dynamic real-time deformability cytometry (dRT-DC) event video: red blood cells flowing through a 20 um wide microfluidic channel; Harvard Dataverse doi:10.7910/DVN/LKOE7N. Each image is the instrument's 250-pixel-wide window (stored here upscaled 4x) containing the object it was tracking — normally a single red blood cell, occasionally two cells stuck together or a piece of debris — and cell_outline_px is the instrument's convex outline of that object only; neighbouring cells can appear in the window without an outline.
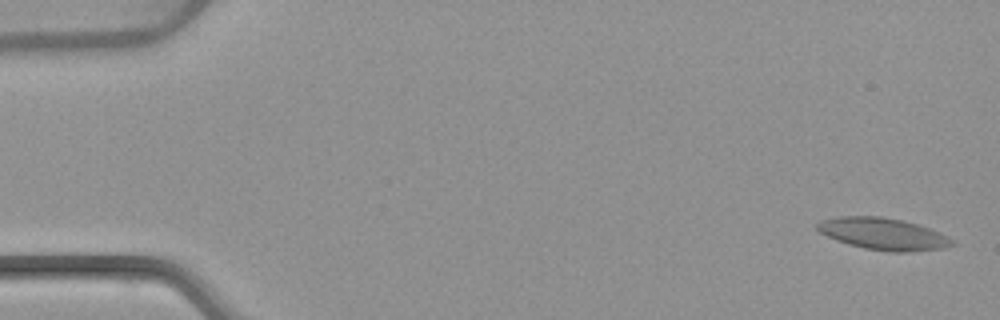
{"species": "common noctule bat (a hibernating species)", "species_latin": "Nyctalus noctula", "temperature_condition": "warm", "stored_images_in_passage": 4, "camera_frame_rate_fps": 3000, "um_per_image_px": 0.085, "animal": {"sex": "female", "body_mass_g": 22.7, "forearm_length_mm": 54.2}, "frame": {"image": 1, "passage_image": 1, "time_ms": 0.0, "image_size_px": [1000, 320], "cell_outline_px": [[956, 244], [944, 248], [908, 252], [888, 252], [864, 248], [848, 244], [836, 240], [820, 232], [816, 228], [816, 224], [820, 220], [836, 216], [880, 216], [904, 220], [928, 228], [948, 236]], "centroid_in_image_um": [75.05, 19.88], "position_along_channel_um": 10.0, "area_um2": 25.14}}
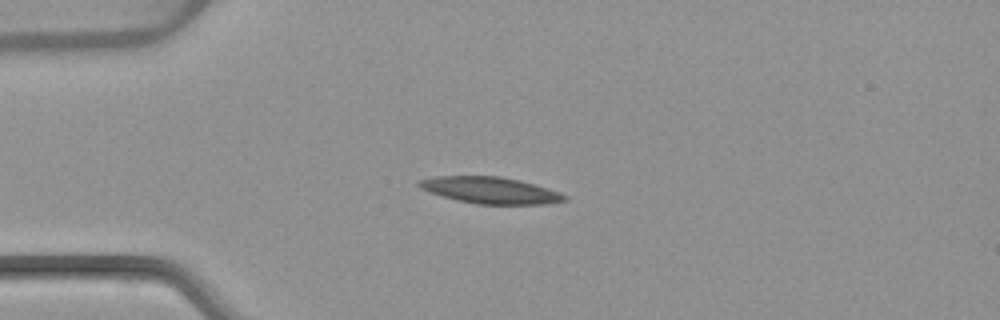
{"frame": {"image": 2, "passage_image": 4, "time_ms": 4.0, "image_size_px": [1000, 320], "cell_outline_px": [[568, 200], [544, 204], [476, 204], [428, 192], [420, 188], [416, 184], [420, 180], [436, 176], [500, 176], [520, 180], [548, 188], [560, 192], [568, 196]], "centroid_in_image_um": [41.71, 16.17], "position_along_channel_um": 43.3, "area_um2": 22.43}}